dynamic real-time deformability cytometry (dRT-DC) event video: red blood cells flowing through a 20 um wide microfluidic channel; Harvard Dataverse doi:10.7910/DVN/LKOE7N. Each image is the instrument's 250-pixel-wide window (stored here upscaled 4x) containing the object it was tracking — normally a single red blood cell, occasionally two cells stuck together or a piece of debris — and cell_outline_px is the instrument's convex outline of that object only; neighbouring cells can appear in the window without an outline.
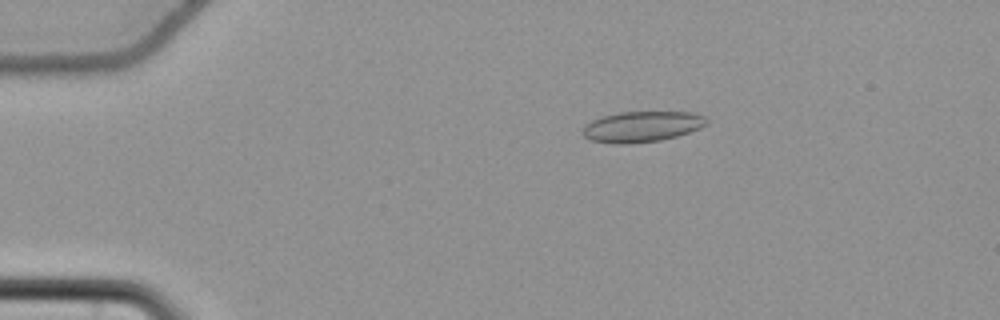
{"species": "common noctule bat (a hibernating species)", "species_latin": "Nyctalus noctula", "temperature_condition": "cold", "stored_images_in_passage": 47, "camera_frame_rate_fps": 3000, "um_per_image_px": 0.085, "animal": {"sex": "female", "body_mass_g": 22.7, "forearm_length_mm": 54.2}, "frame": {"image": 1, "passage_image": 2, "time_ms": 0.333, "image_size_px": [1000, 320], "cell_outline_px": [[708, 124], [700, 128], [676, 136], [660, 140], [628, 144], [616, 144], [592, 140], [584, 136], [580, 132], [584, 124], [592, 120], [604, 116], [620, 112], [692, 112], [704, 116], [708, 120]], "centroid_in_image_um": [54.55, 10.76], "position_along_channel_um": 30.5, "area_um2": 22.2}}
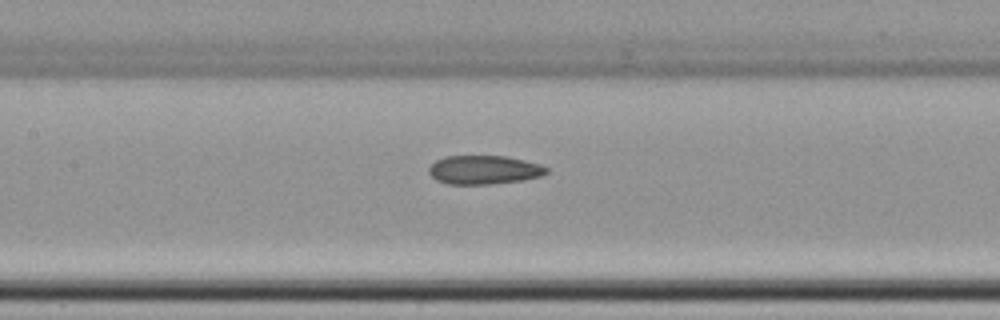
{"frame": {"image": 2, "passage_image": 18, "time_ms": 5.667, "image_size_px": [1000, 320], "cell_outline_px": [[548, 172], [544, 176], [524, 180], [492, 184], [448, 184], [436, 180], [428, 172], [428, 168], [436, 160], [444, 156], [508, 156], [540, 164], [548, 168]], "centroid_in_image_um": [41.17, 14.44], "position_along_channel_um": 166.2, "area_um2": 19.94}}
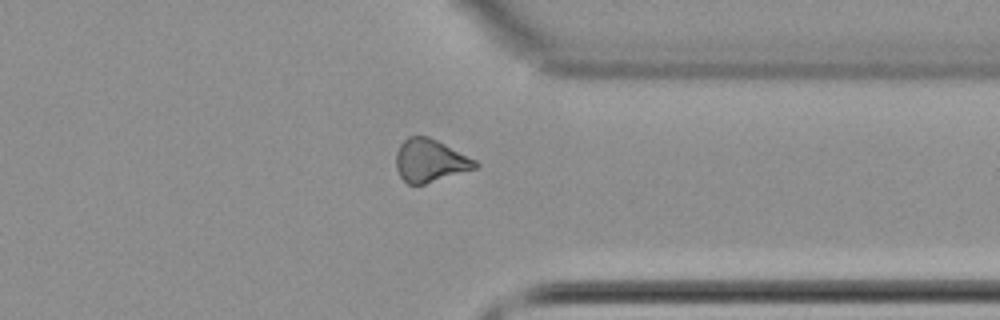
{"frame": {"image": 3, "passage_image": 35, "time_ms": 11.333, "image_size_px": [1000, 320], "cell_outline_px": [[480, 164], [476, 168], [424, 184], [408, 184], [400, 176], [396, 168], [396, 152], [400, 144], [408, 136], [428, 136], [476, 160]], "centroid_in_image_um": [36.53, 13.65], "position_along_channel_um": 374.9, "area_um2": 19.54}, "authors_computed_cell_mechanics": {"area_um2": 20.0566, "velocity_mm_per_s": 3.7162, "shape_relaxation_time_tau1_ms": null, "shape_relaxation_time_tau2_ms": 4.2345, "deformation_change_tau1": null, "deformation_change_tau2": 0.0994}}